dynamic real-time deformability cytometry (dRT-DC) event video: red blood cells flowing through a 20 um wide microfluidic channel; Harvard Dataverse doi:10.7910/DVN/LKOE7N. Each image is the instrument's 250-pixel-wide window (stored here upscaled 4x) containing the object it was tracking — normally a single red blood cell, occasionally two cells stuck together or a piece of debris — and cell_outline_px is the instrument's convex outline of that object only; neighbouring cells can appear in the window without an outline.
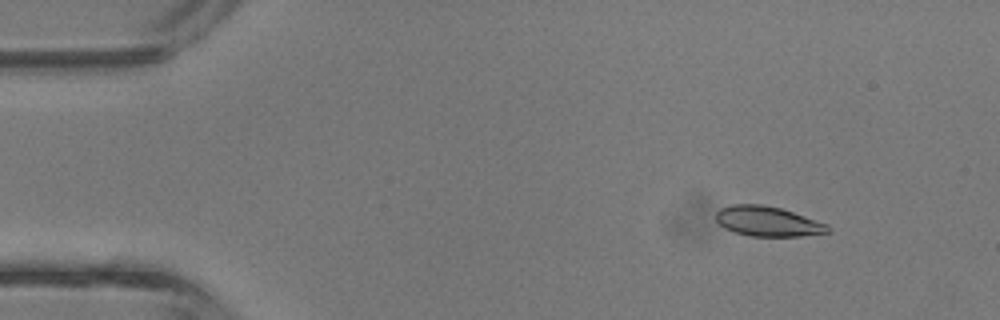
{"species": "common noctule bat (a hibernating species)", "species_latin": "Nyctalus noctula", "temperature_condition": "room temperature", "stored_images_in_passage": 4, "camera_frame_rate_fps": 3000, "um_per_image_px": 0.085, "animal": {"sex": "male", "body_mass_g": 13.3}, "frame": {"image": 1, "passage_image": 2, "time_ms": 0.333, "image_size_px": [1000, 320], "cell_outline_px": [[832, 232], [800, 236], [752, 236], [736, 232], [724, 228], [716, 220], [716, 212], [720, 208], [732, 204], [760, 204], [780, 208], [828, 224]], "centroid_in_image_um": [65.26, 18.81], "position_along_channel_um": 19.7, "area_um2": 19.42}}
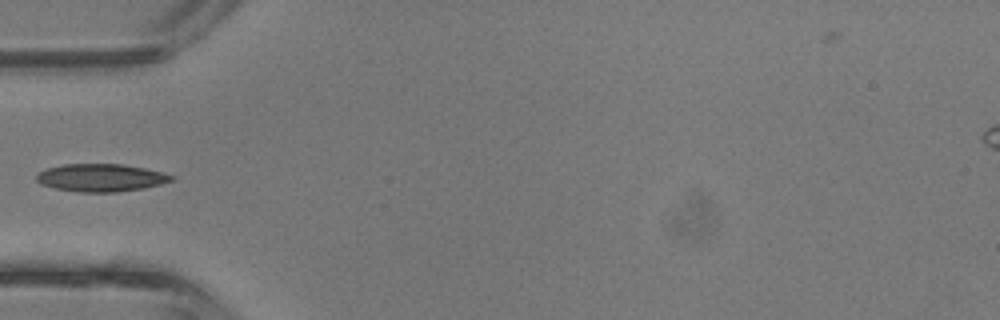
{"frame": {"image": 2, "passage_image": 4, "time_ms": 1.0, "image_size_px": [1000, 320], "cell_outline_px": [[176, 176], [172, 180], [160, 184], [140, 188], [116, 192], [80, 192], [56, 188], [40, 184], [36, 180], [36, 176], [40, 172], [48, 168], [64, 164], [120, 164], [144, 168], [164, 172]], "centroid_in_image_um": [8.58, 15.1], "position_along_channel_um": 76.4, "area_um2": 21.56}}